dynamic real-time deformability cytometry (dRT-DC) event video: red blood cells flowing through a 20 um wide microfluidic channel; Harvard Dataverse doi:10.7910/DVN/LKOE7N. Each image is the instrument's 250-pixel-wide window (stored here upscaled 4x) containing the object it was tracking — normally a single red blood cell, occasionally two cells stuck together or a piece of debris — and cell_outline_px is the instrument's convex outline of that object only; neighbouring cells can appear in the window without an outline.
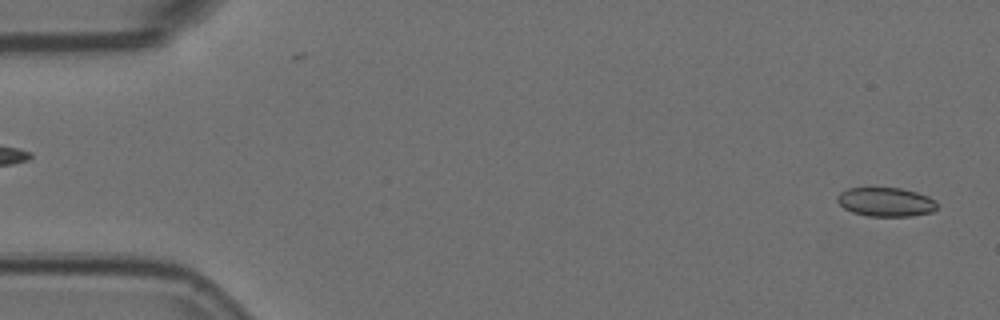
{"species": "Egyptian fruit bat (a non-hibernating species)", "species_latin": "Rousettus aegyptiacus", "temperature_condition": "room temperature", "stored_images_in_passage": 2, "segment_of_instrument_passage": [2, 2], "camera_frame_rate_fps": 3000, "um_per_image_px": 0.085, "animal": {"sex": "female"}, "frame": {"image": 1, "passage_image": 2, "time_ms": 0.333, "image_size_px": [1000, 320], "cell_outline_px": [[936, 208], [932, 212], [912, 216], [868, 216], [852, 212], [844, 208], [836, 200], [836, 196], [840, 192], [848, 188], [900, 188], [916, 192], [928, 196], [936, 200]], "centroid_in_image_um": [75.28, 17.17], "position_along_channel_um": 9.7, "area_um2": 16.88}}